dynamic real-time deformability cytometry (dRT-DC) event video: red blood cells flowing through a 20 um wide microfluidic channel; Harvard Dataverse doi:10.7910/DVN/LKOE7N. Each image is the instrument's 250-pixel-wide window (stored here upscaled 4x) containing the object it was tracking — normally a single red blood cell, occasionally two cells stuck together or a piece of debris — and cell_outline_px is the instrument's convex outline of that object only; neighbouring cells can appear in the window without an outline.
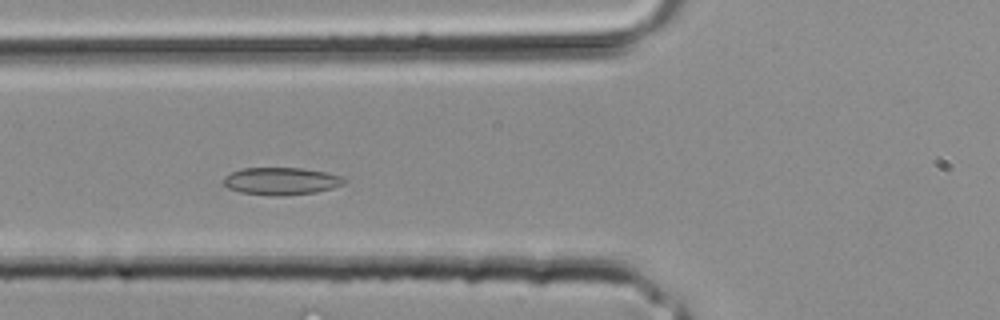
{"species": "common noctule bat (a hibernating species)", "species_latin": "Nyctalus noctula", "temperature_condition": "room temperature", "stored_images_in_passage": 30, "camera_frame_rate_fps": 3000, "um_per_image_px": 0.085, "animal": {"sex": "male", "body_mass_g": 20.4}, "frame": {"image": 1, "passage_image": 9, "time_ms": 2.667, "image_size_px": [1000, 320], "cell_outline_px": [[348, 180], [344, 184], [332, 188], [316, 192], [280, 196], [272, 196], [240, 192], [228, 188], [224, 184], [224, 176], [240, 168], [304, 168], [344, 176]], "centroid_in_image_um": [23.93, 15.39], "position_along_channel_um": 101.9, "area_um2": 19.42}}
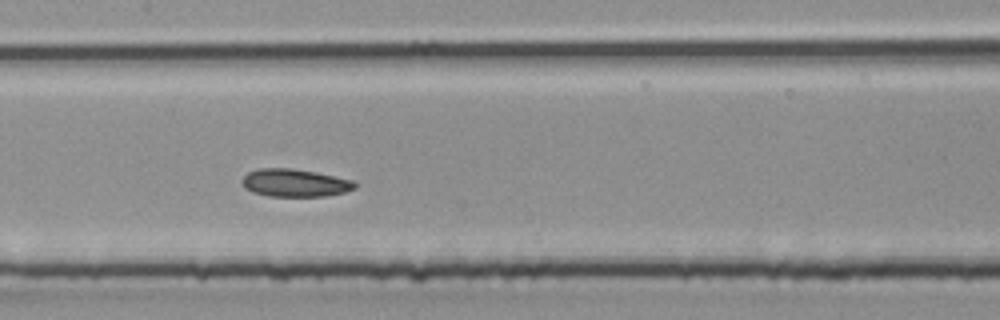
{"frame": {"image": 2, "passage_image": 13, "time_ms": 4.0, "image_size_px": [1000, 320], "cell_outline_px": [[356, 188], [344, 192], [324, 196], [268, 196], [252, 192], [244, 188], [240, 180], [248, 172], [256, 168], [292, 168], [316, 172], [352, 180], [356, 184]], "centroid_in_image_um": [25.01, 15.54], "position_along_channel_um": 182.4, "area_um2": 18.32}}
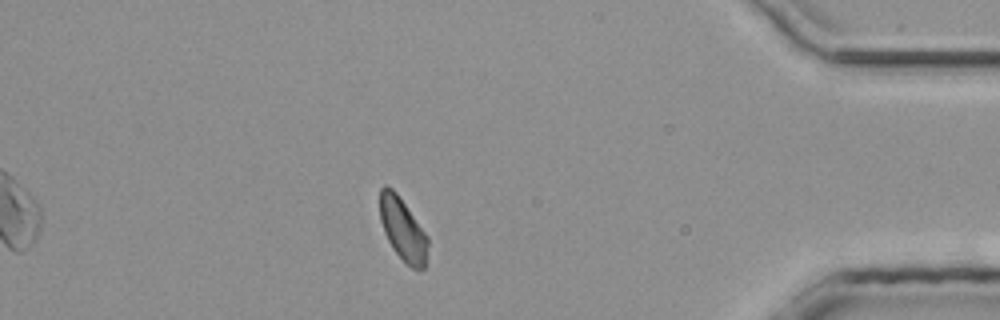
{"frame": {"image": 3, "passage_image": 26, "time_ms": 8.333, "image_size_px": [1000, 320], "cell_outline_px": [[428, 244], [424, 268], [412, 268], [392, 248], [384, 232], [380, 220], [380, 188], [384, 184], [392, 188], [396, 192], [428, 236]], "centroid_in_image_um": [34.22, 19.45], "position_along_channel_um": 401.0, "area_um2": 17.22}}